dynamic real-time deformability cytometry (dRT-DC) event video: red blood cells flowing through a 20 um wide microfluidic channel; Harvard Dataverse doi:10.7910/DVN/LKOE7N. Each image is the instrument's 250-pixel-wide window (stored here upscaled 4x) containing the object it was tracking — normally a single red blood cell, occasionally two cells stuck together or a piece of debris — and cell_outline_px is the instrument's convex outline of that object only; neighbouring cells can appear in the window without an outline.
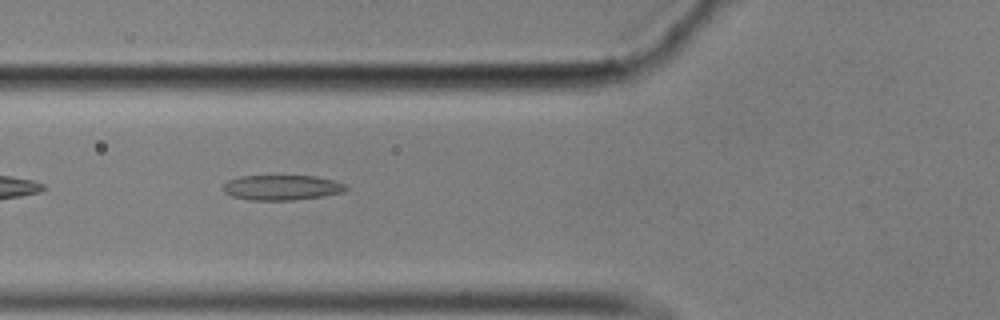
{"species": "common noctule bat (a hibernating species)", "species_latin": "Nyctalus noctula", "temperature_condition": "cold", "stored_images_in_passage": 42, "camera_frame_rate_fps": 3000, "um_per_image_px": 0.085, "animal": {"sex": "male", "body_mass_g": 17.9}, "frame": {"image": 1, "passage_image": 5, "time_ms": 1.333, "image_size_px": [1000, 320], "cell_outline_px": [[348, 188], [344, 192], [324, 196], [292, 200], [248, 200], [232, 196], [224, 192], [224, 184], [228, 180], [240, 176], [316, 176], [336, 180], [348, 184]], "centroid_in_image_um": [24.01, 15.94], "position_along_channel_um": 101.8, "area_um2": 18.15}}
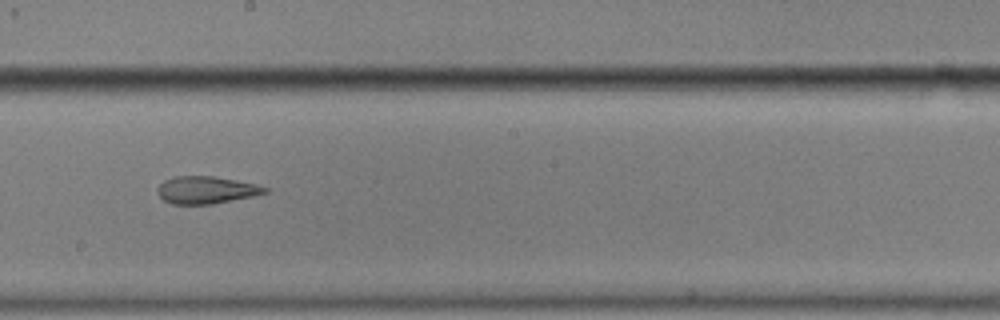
{"frame": {"image": 2, "passage_image": 16, "time_ms": 5.0, "image_size_px": [1000, 320], "cell_outline_px": [[268, 192], [252, 196], [212, 204], [172, 204], [164, 200], [156, 192], [156, 188], [164, 180], [172, 176], [212, 176], [236, 180], [256, 184], [268, 188]], "centroid_in_image_um": [17.49, 16.14], "position_along_channel_um": 230.7, "area_um2": 17.11}}
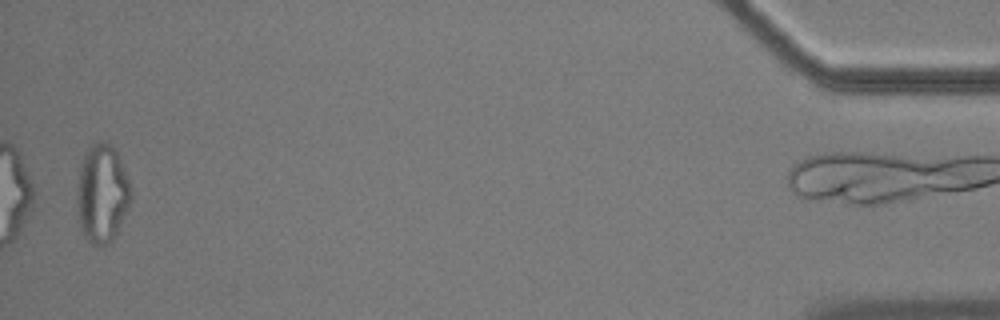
{"frame": {"image": 3, "passage_image": 40, "time_ms": 13.0, "image_size_px": [1000, 320], "cell_outline_px": [[132, 200], [112, 240], [108, 244], [92, 244], [84, 236], [80, 224], [76, 196], [76, 192], [80, 168], [84, 156], [88, 148], [92, 144], [104, 140], [116, 148], [132, 188]], "centroid_in_image_um": [8.69, 16.41], "position_along_channel_um": 426.5, "area_um2": 30.87}, "authors_computed_cell_mechanics": {"area_um2": 18.9006, "velocity_mm_per_s": 3.5053, "shape_relaxation_time_tau1_ms": null, "shape_relaxation_time_tau2_ms": 4.773, "deformation_change_tau1": null, "deformation_change_tau2": 0.143}}